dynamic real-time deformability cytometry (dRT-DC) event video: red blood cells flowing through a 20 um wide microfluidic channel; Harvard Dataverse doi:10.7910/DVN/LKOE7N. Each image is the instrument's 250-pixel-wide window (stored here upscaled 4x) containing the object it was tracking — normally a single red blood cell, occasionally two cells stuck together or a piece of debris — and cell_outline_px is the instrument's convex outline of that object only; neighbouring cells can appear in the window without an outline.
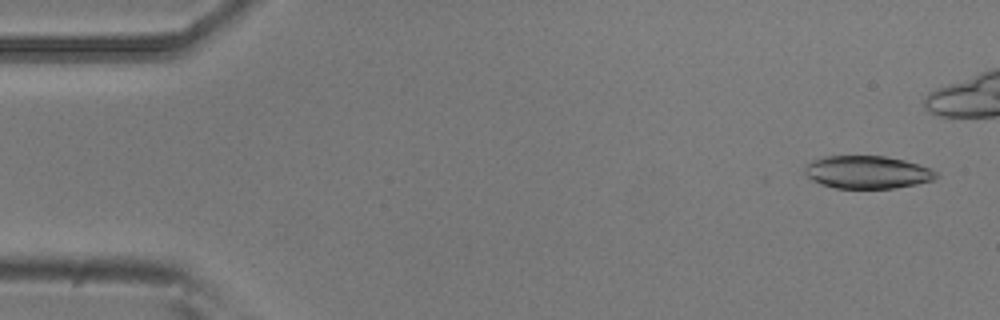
{"species": "common noctule bat (a hibernating species)", "species_latin": "Nyctalus noctula", "temperature_condition": "room temperature", "stored_images_in_passage": 43, "camera_frame_rate_fps": 3000, "um_per_image_px": 0.085, "animal": {"sex": "male", "body_mass_g": 20.5, "forearm_length_mm": 52.5}, "frame": {"image": 1, "passage_image": 2, "time_ms": 0.333, "image_size_px": [1000, 320], "cell_outline_px": [[940, 176], [932, 180], [916, 184], [896, 188], [836, 188], [820, 184], [812, 180], [804, 172], [804, 168], [812, 160], [824, 156], [888, 156], [904, 160], [932, 168]], "centroid_in_image_um": [73.74, 14.63], "position_along_channel_um": 11.3, "area_um2": 25.2}}
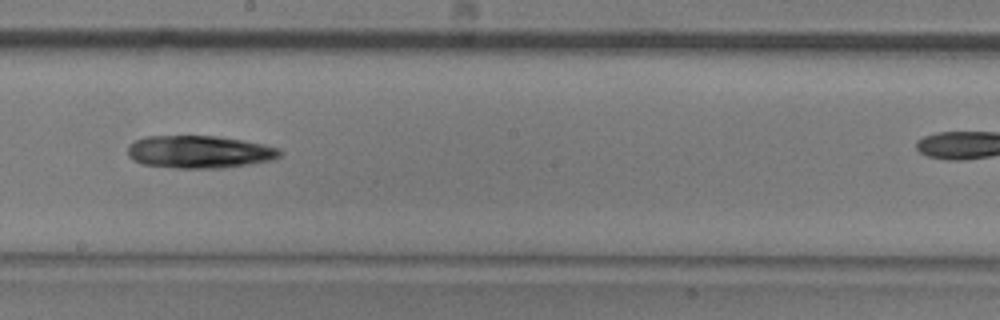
{"frame": {"image": 2, "passage_image": 29, "time_ms": 9.333, "image_size_px": [1000, 320], "cell_outline_px": [[284, 152], [280, 156], [272, 160], [252, 164], [224, 168], [176, 168], [140, 164], [132, 160], [128, 156], [128, 144], [144, 136], [216, 136], [244, 140], [264, 144], [280, 148]], "centroid_in_image_um": [16.96, 12.91], "position_along_channel_um": 231.2, "area_um2": 29.36}}
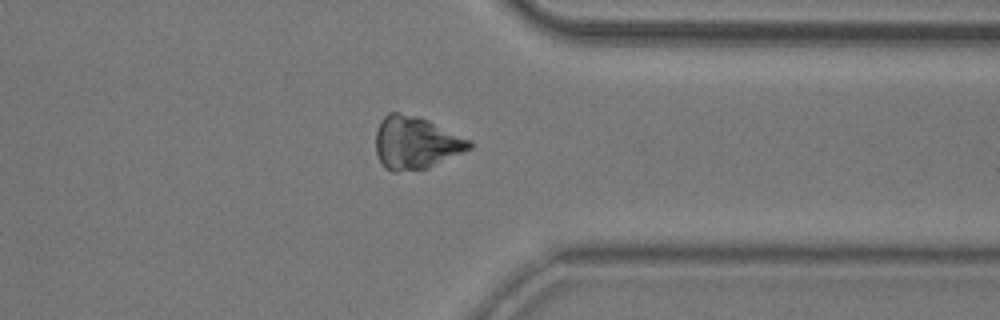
{"frame": {"image": 3, "passage_image": 41, "time_ms": 13.333, "image_size_px": [1000, 320], "cell_outline_px": [[472, 148], [428, 168], [396, 172], [392, 172], [384, 168], [376, 156], [376, 128], [380, 120], [388, 112], [396, 112], [420, 116], [472, 140]], "centroid_in_image_um": [35.32, 12.13], "position_along_channel_um": 376.1, "area_um2": 29.07}}